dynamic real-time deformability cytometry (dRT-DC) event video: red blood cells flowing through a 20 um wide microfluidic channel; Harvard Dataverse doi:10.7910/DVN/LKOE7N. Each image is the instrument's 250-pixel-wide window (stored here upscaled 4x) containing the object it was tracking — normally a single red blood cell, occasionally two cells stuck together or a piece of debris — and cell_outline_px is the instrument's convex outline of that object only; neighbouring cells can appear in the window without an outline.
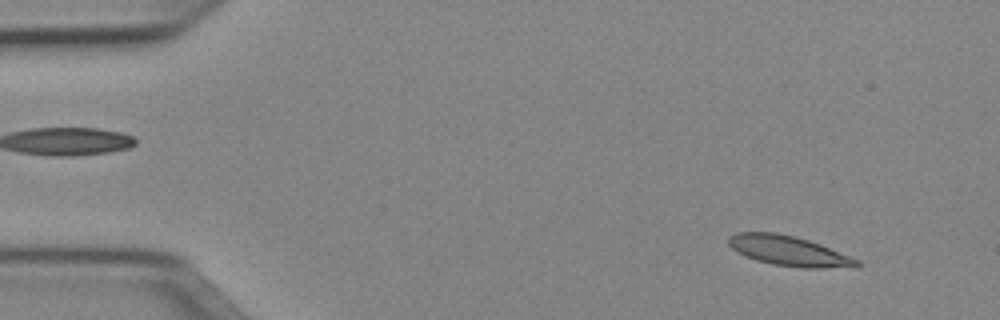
{"species": "Egyptian fruit bat (a non-hibernating species)", "species_latin": "Rousettus aegyptiacus", "temperature_condition": "cold", "stored_images_in_passage": 50, "camera_frame_rate_fps": 3000, "um_per_image_px": 0.085, "animal": {"sex": "female"}, "frame": {"image": 1, "passage_image": 4, "time_ms": 1.0, "image_size_px": [1000, 320], "cell_outline_px": [[860, 264], [824, 268], [804, 268], [772, 264], [756, 260], [744, 256], [736, 252], [728, 244], [728, 236], [736, 232], [776, 232], [796, 236], [820, 244], [860, 260]], "centroid_in_image_um": [66.95, 21.3], "position_along_channel_um": 18.1, "area_um2": 22.25}}
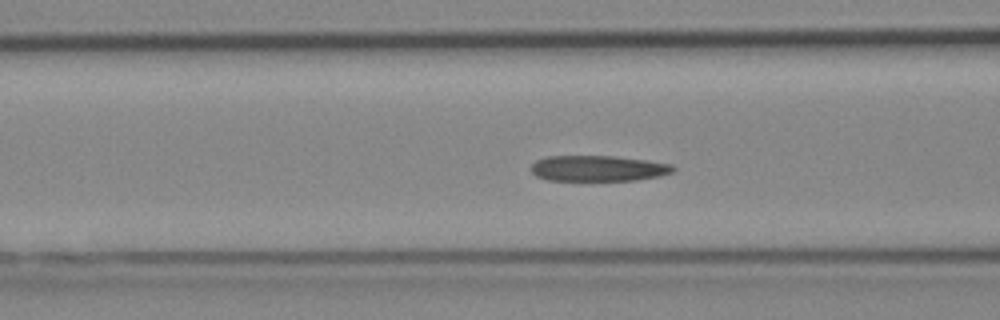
{"frame": {"image": 2, "passage_image": 19, "time_ms": 6.0, "image_size_px": [1000, 320], "cell_outline_px": [[676, 168], [672, 172], [660, 176], [636, 180], [548, 180], [536, 176], [532, 172], [532, 164], [536, 160], [548, 156], [616, 156], [648, 160], [672, 164]], "centroid_in_image_um": [50.87, 14.3], "position_along_channel_um": 115.7, "area_um2": 21.33}}
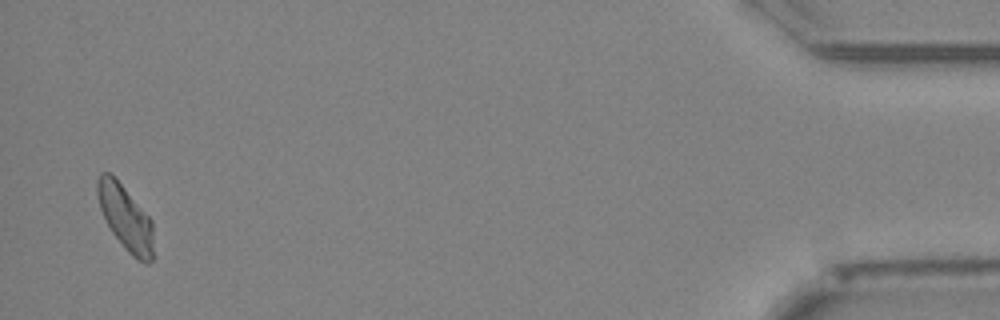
{"frame": {"image": 3, "passage_image": 49, "time_ms": 16.0, "image_size_px": [1000, 320], "cell_outline_px": [[152, 260], [148, 264], [144, 264], [136, 260], [124, 248], [112, 232], [100, 208], [96, 192], [96, 180], [100, 172], [108, 172], [124, 188], [152, 220]], "centroid_in_image_um": [10.65, 18.53], "position_along_channel_um": 424.5, "area_um2": 20.92}, "authors_computed_cell_mechanics": {"area_um2": 21.8773, "velocity_mm_per_s": 3.9389, "shape_relaxation_time_tau1_ms": 4.9138, "shape_relaxation_time_tau2_ms": 2.7887, "deformation_change_tau1": 0.1418, "deformation_change_tau2": 0.1058}}